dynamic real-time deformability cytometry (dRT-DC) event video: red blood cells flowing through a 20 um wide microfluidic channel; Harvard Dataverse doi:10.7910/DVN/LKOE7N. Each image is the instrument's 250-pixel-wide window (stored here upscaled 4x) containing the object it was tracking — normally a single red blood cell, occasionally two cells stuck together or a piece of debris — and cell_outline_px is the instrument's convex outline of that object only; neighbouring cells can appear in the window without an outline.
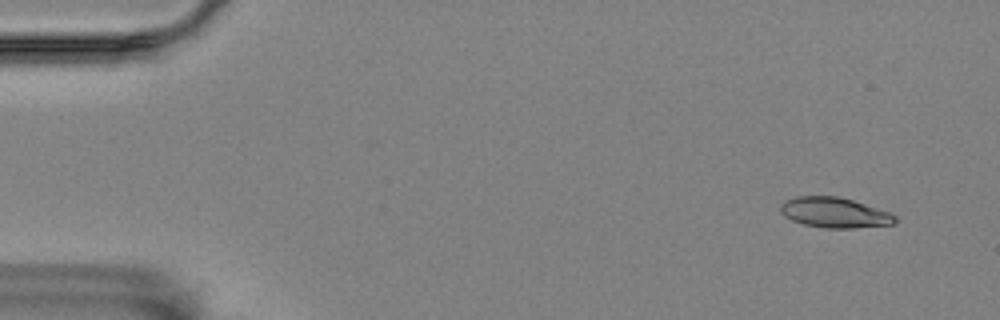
{"species": "Egyptian fruit bat (a non-hibernating species)", "species_latin": "Rousettus aegyptiacus", "temperature_condition": "room temperature", "stored_images_in_passage": 6, "camera_frame_rate_fps": 3000, "um_per_image_px": 0.085, "animal": {"sex": "female"}, "frame": {"image": 1, "passage_image": 2, "time_ms": 0.333, "image_size_px": [1000, 320], "cell_outline_px": [[896, 224], [856, 228], [824, 228], [804, 224], [792, 220], [784, 216], [780, 212], [780, 204], [784, 200], [796, 196], [840, 196], [888, 212], [896, 216]], "centroid_in_image_um": [70.91, 18.07], "position_along_channel_um": 14.1, "area_um2": 20.29}}
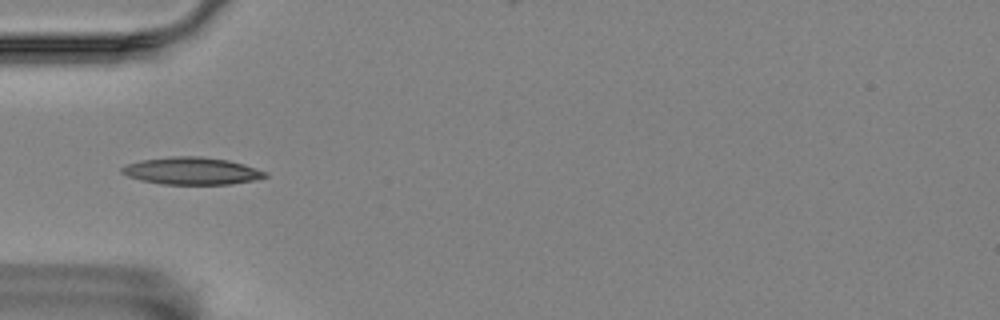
{"frame": {"image": 2, "passage_image": 6, "time_ms": 1.667, "image_size_px": [1000, 320], "cell_outline_px": [[268, 176], [252, 180], [232, 184], [160, 184], [140, 180], [128, 176], [120, 172], [120, 168], [124, 164], [140, 160], [172, 156], [200, 156], [228, 160], [244, 164], [268, 172]], "centroid_in_image_um": [16.26, 14.52], "position_along_channel_um": 68.7, "area_um2": 22.95}}